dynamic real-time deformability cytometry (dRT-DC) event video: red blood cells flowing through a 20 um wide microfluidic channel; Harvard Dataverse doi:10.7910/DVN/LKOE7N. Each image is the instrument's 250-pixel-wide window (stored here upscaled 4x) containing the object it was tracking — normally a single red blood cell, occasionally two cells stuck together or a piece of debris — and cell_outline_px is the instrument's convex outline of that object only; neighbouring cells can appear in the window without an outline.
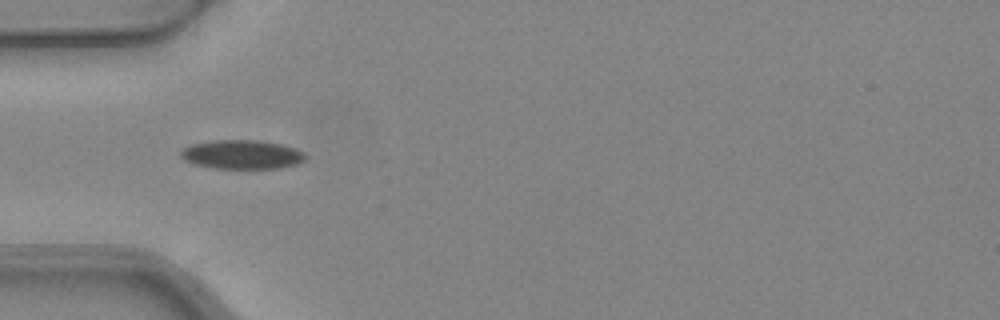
{"species": "common noctule bat (a hibernating species)", "species_latin": "Nyctalus noctula", "temperature_condition": "warm", "stored_images_in_passage": 4, "camera_frame_rate_fps": 3000, "um_per_image_px": 0.085, "animal": {"sex": "female", "body_mass_g": 24.6, "forearm_length_mm": 56.2}, "frame": {"image": 1, "passage_image": 1, "time_ms": 0.0, "image_size_px": [1000, 320], "cell_outline_px": [[304, 160], [296, 164], [280, 168], [212, 168], [196, 164], [184, 160], [180, 156], [180, 152], [184, 148], [192, 144], [216, 140], [256, 140], [280, 144], [296, 148], [304, 152]], "centroid_in_image_um": [20.56, 13.13], "position_along_channel_um": 64.4, "area_um2": 20.87}}
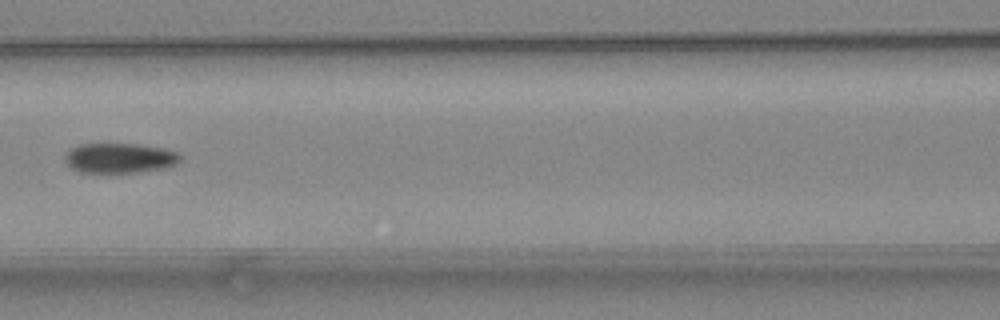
{"frame": {"image": 2, "passage_image": 3, "time_ms": 0.667, "image_size_px": [1000, 320], "cell_outline_px": [[180, 160], [176, 164], [164, 168], [140, 172], [80, 172], [72, 168], [64, 160], [64, 156], [72, 148], [80, 144], [136, 144], [164, 148], [176, 152], [180, 156]], "centroid_in_image_um": [10.17, 13.43], "position_along_channel_um": 156.4, "area_um2": 19.94}}
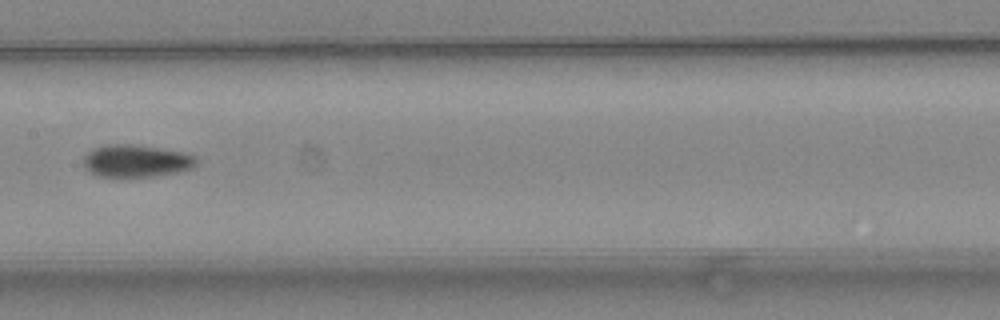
{"frame": {"image": 3, "passage_image": 4, "time_ms": 1.0, "image_size_px": [1000, 320], "cell_outline_px": [[196, 164], [192, 168], [180, 172], [128, 180], [96, 176], [84, 164], [84, 156], [92, 148], [108, 144], [136, 144], [180, 152], [196, 156]], "centroid_in_image_um": [11.55, 13.72], "position_along_channel_um": 195.9, "area_um2": 21.91}}